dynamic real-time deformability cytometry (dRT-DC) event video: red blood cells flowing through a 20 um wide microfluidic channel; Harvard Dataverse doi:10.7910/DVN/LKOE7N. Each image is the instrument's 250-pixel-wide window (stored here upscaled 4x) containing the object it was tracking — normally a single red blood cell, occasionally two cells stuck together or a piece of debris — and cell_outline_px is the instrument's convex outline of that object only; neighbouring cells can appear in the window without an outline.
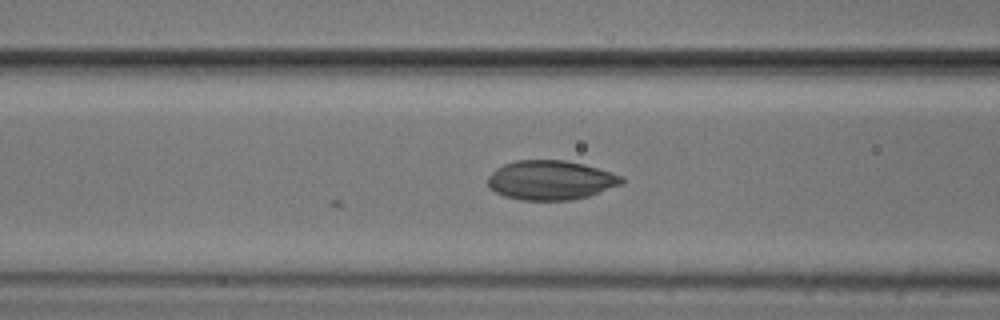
{"species": "common noctule bat (a hibernating species)", "species_latin": "Nyctalus noctula", "temperature_condition": "cold", "stored_images_in_passage": 3, "camera_frame_rate_fps": 3000, "um_per_image_px": 0.085, "animal": {"sex": "male", "body_mass_g": 20.5, "forearm_length_mm": 52.5}, "frame": {"image": 1, "passage_image": 3, "time_ms": 2.0, "image_size_px": [1000, 320], "cell_outline_px": [[624, 184], [588, 196], [572, 200], [520, 200], [504, 196], [488, 188], [488, 176], [496, 168], [504, 164], [516, 160], [564, 160], [584, 164], [624, 176]], "centroid_in_image_um": [46.81, 15.31], "position_along_channel_um": 119.8, "area_um2": 30.92}}